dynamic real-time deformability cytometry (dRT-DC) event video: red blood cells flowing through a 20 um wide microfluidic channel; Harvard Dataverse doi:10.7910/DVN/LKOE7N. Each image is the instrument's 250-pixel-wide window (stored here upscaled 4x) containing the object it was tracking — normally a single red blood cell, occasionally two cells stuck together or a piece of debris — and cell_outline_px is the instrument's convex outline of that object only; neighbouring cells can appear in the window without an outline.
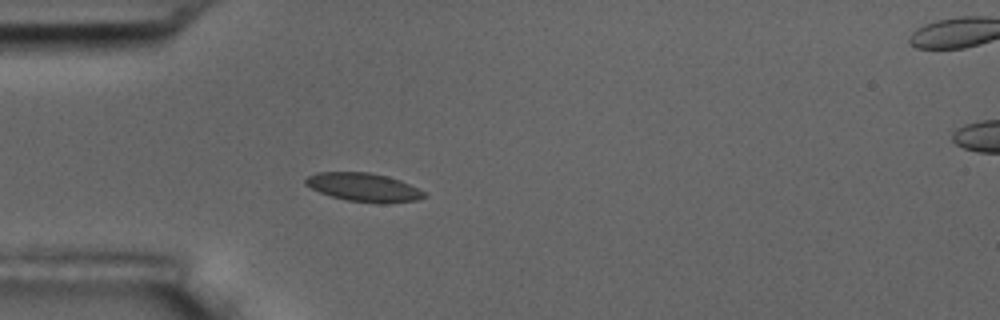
{"species": "common noctule bat (a hibernating species)", "species_latin": "Nyctalus noctula", "temperature_condition": "room temperature", "stored_images_in_passage": 4, "camera_frame_rate_fps": 3000, "um_per_image_px": 0.085, "animal": {"sex": "male", "body_mass_g": 17.5, "forearm_length_mm": 52.3}, "frame": {"image": 1, "passage_image": 3, "time_ms": 2.333, "image_size_px": [1000, 320], "cell_outline_px": [[428, 196], [416, 200], [348, 200], [332, 196], [320, 192], [304, 184], [304, 180], [308, 176], [316, 172], [368, 172], [388, 176], [400, 180], [424, 192]], "centroid_in_image_um": [30.82, 15.85], "position_along_channel_um": 54.2, "area_um2": 18.61}}